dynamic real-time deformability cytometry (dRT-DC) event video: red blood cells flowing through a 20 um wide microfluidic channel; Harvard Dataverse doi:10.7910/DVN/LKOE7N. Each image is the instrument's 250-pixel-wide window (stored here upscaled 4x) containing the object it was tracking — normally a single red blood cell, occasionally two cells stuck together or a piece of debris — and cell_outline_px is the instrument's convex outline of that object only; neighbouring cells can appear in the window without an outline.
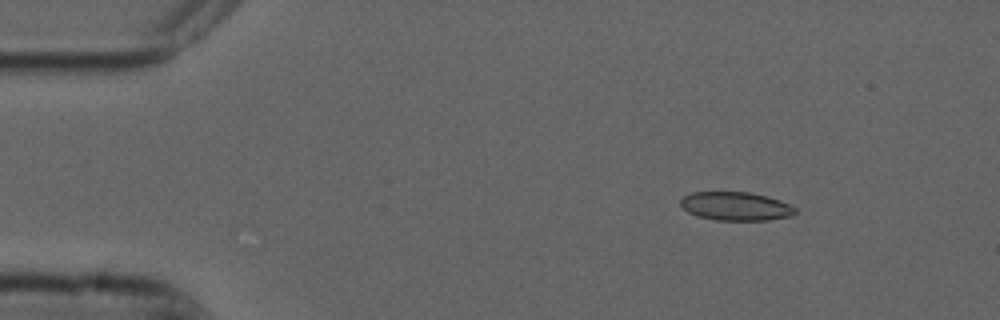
{"species": "common noctule bat (a hibernating species)", "species_latin": "Nyctalus noctula", "temperature_condition": "cold", "stored_images_in_passage": 53, "camera_frame_rate_fps": 3000, "um_per_image_px": 0.085, "animal": {"sex": "male", "forearm_length_mm": 52.5}, "frame": {"image": 1, "passage_image": 6, "time_ms": 1.667, "image_size_px": [1000, 320], "cell_outline_px": [[796, 212], [792, 216], [768, 220], [716, 220], [696, 216], [688, 212], [680, 204], [680, 200], [684, 196], [692, 192], [748, 192], [768, 196], [788, 204], [796, 208]], "centroid_in_image_um": [62.53, 17.53], "position_along_channel_um": 22.5, "area_um2": 19.07}}
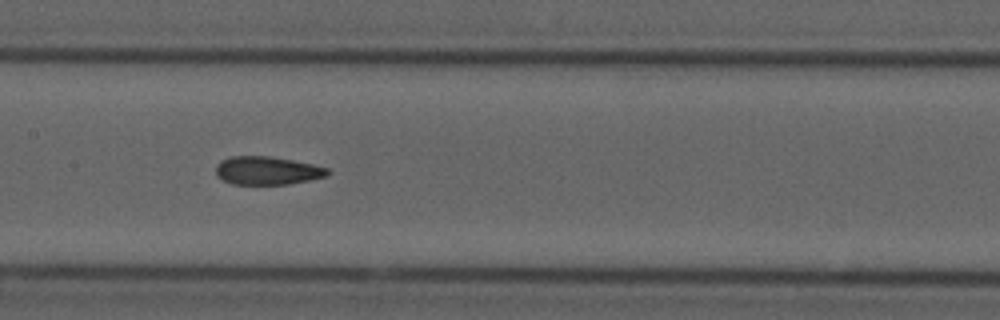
{"frame": {"image": 2, "passage_image": 25, "time_ms": 8.0, "image_size_px": [1000, 320], "cell_outline_px": [[332, 172], [328, 176], [288, 184], [232, 184], [216, 176], [216, 164], [220, 160], [232, 156], [268, 156], [292, 160], [312, 164], [328, 168]], "centroid_in_image_um": [22.71, 14.5], "position_along_channel_um": 184.7, "area_um2": 18.44}}
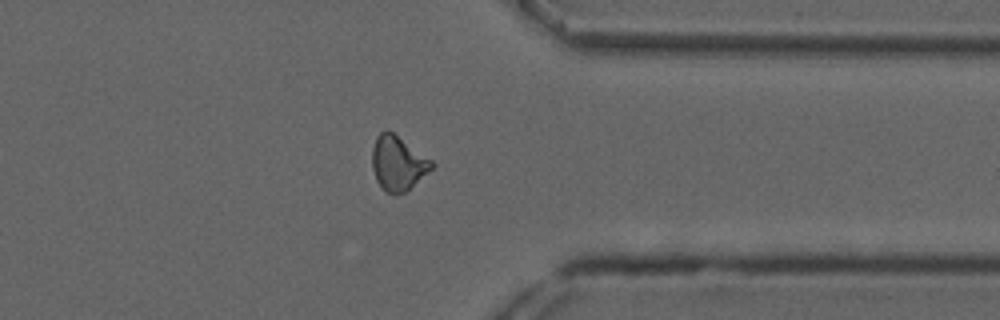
{"frame": {"image": 3, "passage_image": 41, "time_ms": 13.333, "image_size_px": [1000, 320], "cell_outline_px": [[436, 164], [432, 168], [404, 192], [384, 192], [376, 180], [372, 168], [372, 148], [376, 136], [384, 128], [388, 128], [432, 160]], "centroid_in_image_um": [33.79, 13.81], "position_along_channel_um": 377.6, "area_um2": 18.84}, "authors_computed_cell_mechanics": {"area_um2": 19.0162, "velocity_mm_per_s": 3.7445, "shape_relaxation_time_tau1_ms": null, "shape_relaxation_time_tau2_ms": 2.2426, "deformation_change_tau1": null, "deformation_change_tau2": 0.0678}}